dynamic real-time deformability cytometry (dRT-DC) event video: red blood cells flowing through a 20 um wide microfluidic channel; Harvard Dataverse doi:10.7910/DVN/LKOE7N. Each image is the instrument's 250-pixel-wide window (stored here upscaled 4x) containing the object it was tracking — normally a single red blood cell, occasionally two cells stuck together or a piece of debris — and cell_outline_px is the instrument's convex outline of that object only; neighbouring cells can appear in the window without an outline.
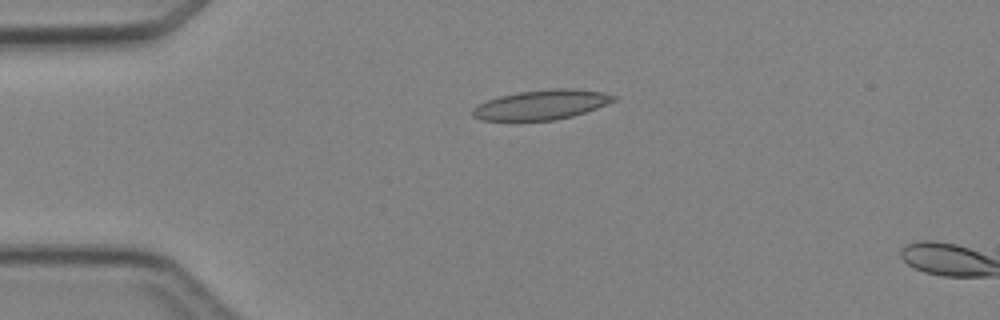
{"species": "Egyptian fruit bat (a non-hibernating species)", "species_latin": "Rousettus aegyptiacus", "temperature_condition": "cold", "stored_images_in_passage": 4, "camera_frame_rate_fps": 3000, "um_per_image_px": 0.085, "animal": {"sex": "female"}, "frame": {"image": 1, "passage_image": 3, "time_ms": 2.333, "image_size_px": [1000, 320], "cell_outline_px": [[616, 100], [596, 108], [572, 116], [556, 120], [480, 120], [472, 116], [472, 108], [488, 100], [500, 96], [520, 92], [556, 88], [572, 88], [604, 92], [616, 96]], "centroid_in_image_um": [46.04, 8.9], "position_along_channel_um": 39.0, "area_um2": 24.16}}